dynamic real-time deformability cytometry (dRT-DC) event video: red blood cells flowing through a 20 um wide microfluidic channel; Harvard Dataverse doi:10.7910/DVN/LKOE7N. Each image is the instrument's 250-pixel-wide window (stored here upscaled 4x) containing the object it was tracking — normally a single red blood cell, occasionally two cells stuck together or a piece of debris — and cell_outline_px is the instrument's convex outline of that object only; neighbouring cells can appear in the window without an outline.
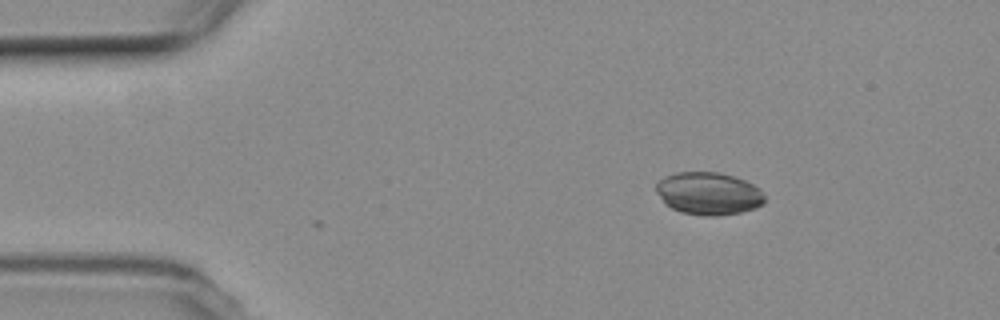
{"species": "common noctule bat (a hibernating species)", "species_latin": "Nyctalus noctula", "temperature_condition": "room temperature", "stored_images_in_passage": 4, "camera_frame_rate_fps": 3000, "um_per_image_px": 0.085, "animal": {"sex": "female", "body_mass_g": 19.3, "forearm_length_mm": 54.1}, "frame": {"image": 1, "passage_image": 1, "time_ms": 0.0, "image_size_px": [1000, 320], "cell_outline_px": [[764, 204], [756, 208], [740, 212], [716, 216], [704, 216], [680, 212], [664, 204], [656, 192], [656, 184], [664, 176], [676, 172], [720, 172], [744, 180], [760, 188], [764, 196]], "centroid_in_image_um": [60.21, 16.45], "position_along_channel_um": 24.8, "area_um2": 27.11}}
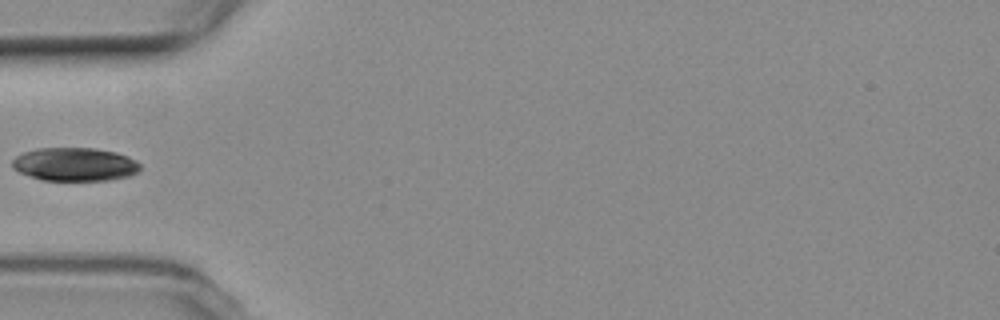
{"frame": {"image": 2, "passage_image": 4, "time_ms": 3.333, "image_size_px": [1000, 320], "cell_outline_px": [[140, 168], [136, 172], [128, 176], [108, 180], [40, 180], [20, 172], [12, 168], [12, 160], [16, 156], [24, 152], [36, 148], [96, 148], [116, 152], [128, 156], [136, 160], [140, 164]], "centroid_in_image_um": [6.35, 13.96], "position_along_channel_um": 78.7, "area_um2": 24.91}}